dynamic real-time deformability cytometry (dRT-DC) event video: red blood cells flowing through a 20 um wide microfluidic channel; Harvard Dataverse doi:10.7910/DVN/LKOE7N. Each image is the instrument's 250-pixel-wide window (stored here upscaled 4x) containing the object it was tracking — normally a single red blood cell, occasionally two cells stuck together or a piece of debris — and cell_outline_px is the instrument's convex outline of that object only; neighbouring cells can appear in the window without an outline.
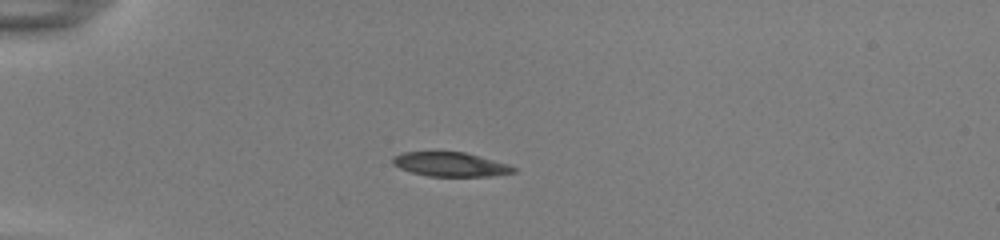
{"species": "common noctule bat (a hibernating species)", "species_latin": "Nyctalus noctula", "temperature_condition": "room temperature", "stored_images_in_passage": 39, "camera_frame_rate_fps": 3000, "um_per_image_px": 0.085, "animal": {"sex": "female", "body_mass_g": 22.0, "forearm_length_mm": 56.7}, "frame": {"image": 1, "passage_image": 1, "time_ms": 0.0, "image_size_px": [1000, 240], "cell_outline_px": [[516, 172], [492, 176], [428, 176], [412, 172], [400, 168], [392, 164], [392, 156], [404, 152], [464, 152], [508, 164], [516, 168]], "centroid_in_image_um": [38.27, 13.97], "position_along_channel_um": 46.7, "area_um2": 16.94}}
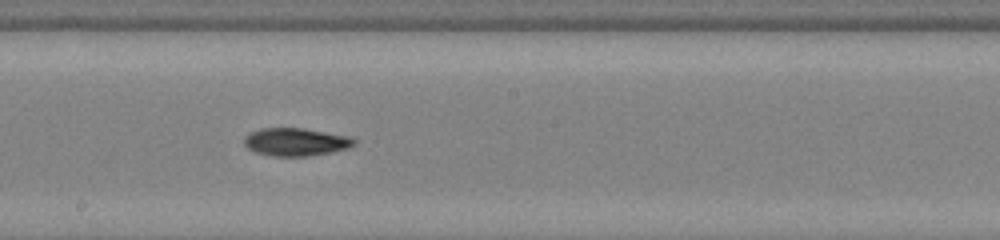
{"frame": {"image": 2, "passage_image": 17, "time_ms": 5.333, "image_size_px": [1000, 240], "cell_outline_px": [[356, 144], [332, 152], [308, 156], [272, 156], [256, 152], [248, 148], [244, 144], [244, 136], [260, 128], [304, 128], [352, 136], [356, 140]], "centroid_in_image_um": [25.15, 12.05], "position_along_channel_um": 223.0, "area_um2": 17.92}}
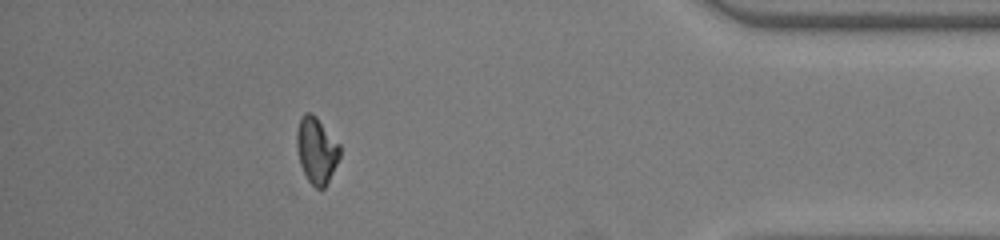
{"frame": {"image": 3, "passage_image": 34, "time_ms": 11.0, "image_size_px": [1000, 240], "cell_outline_px": [[340, 156], [324, 188], [316, 188], [308, 180], [300, 164], [296, 148], [296, 132], [300, 120], [304, 112], [312, 112], [316, 116], [340, 144]], "centroid_in_image_um": [26.89, 12.74], "position_along_channel_um": 408.3, "area_um2": 16.53}, "authors_computed_cell_mechanics": {"area_um2": 17.5134, "velocity_mm_per_s": 3.8916, "shape_relaxation_time_tau1_ms": 8.5414, "shape_relaxation_time_tau2_ms": 4.8008, "deformation_change_tau1": 0.2278, "deformation_change_tau2": 0.0884}}